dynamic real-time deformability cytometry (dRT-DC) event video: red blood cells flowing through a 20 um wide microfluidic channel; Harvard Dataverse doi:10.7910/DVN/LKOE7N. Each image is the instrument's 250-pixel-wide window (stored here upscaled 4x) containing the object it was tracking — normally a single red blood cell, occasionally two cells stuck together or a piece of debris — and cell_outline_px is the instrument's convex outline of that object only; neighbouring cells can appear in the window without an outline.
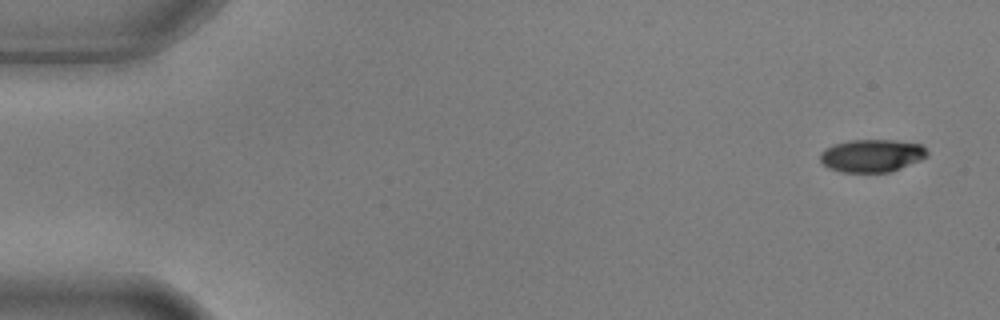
{"species": "common noctule bat (a hibernating species)", "species_latin": "Nyctalus noctula", "temperature_condition": "warm", "stored_images_in_passage": 4, "camera_frame_rate_fps": 3000, "um_per_image_px": 0.085, "animal": {"sex": "male", "body_mass_g": 17.9, "forearm_length_mm": 54.2}, "frame": {"image": 1, "passage_image": 1, "time_ms": 0.0, "image_size_px": [1000, 320], "cell_outline_px": [[928, 156], [920, 160], [900, 168], [888, 172], [840, 172], [828, 168], [820, 160], [820, 152], [824, 148], [832, 144], [848, 140], [896, 140], [920, 144], [928, 152]], "centroid_in_image_um": [74.07, 13.22], "position_along_channel_um": 10.9, "area_um2": 20.52}}
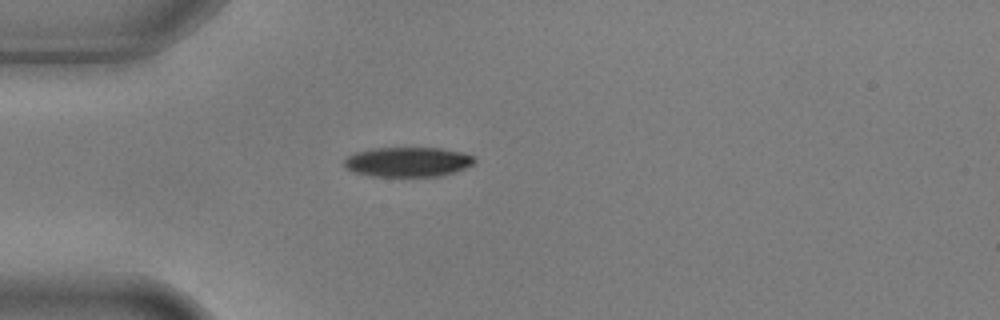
{"frame": {"image": 2, "passage_image": 4, "time_ms": 1.0, "image_size_px": [1000, 320], "cell_outline_px": [[476, 160], [472, 164], [456, 172], [440, 176], [372, 176], [356, 172], [344, 168], [344, 160], [348, 156], [356, 152], [372, 148], [440, 148], [464, 152], [476, 156]], "centroid_in_image_um": [34.7, 13.76], "position_along_channel_um": 50.3, "area_um2": 22.66}}